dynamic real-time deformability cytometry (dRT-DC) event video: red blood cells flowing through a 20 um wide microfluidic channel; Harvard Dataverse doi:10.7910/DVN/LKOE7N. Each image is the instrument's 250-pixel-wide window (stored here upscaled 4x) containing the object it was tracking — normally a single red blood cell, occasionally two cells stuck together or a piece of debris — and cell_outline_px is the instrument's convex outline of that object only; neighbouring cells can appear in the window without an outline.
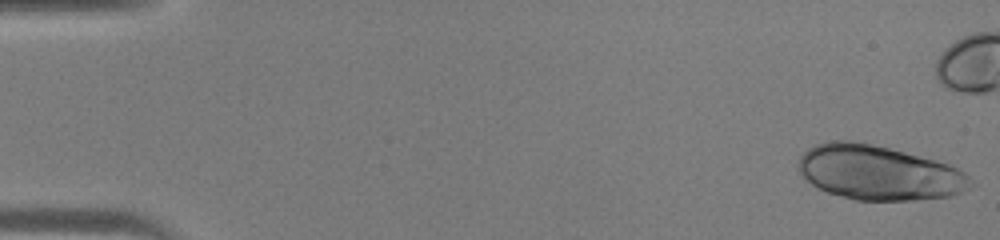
{"species": "human", "species_latin": "Homo sapiens", "temperature_condition": "warm", "stored_images_in_passage": 37, "camera_frame_rate_fps": 3000, "um_per_image_px": 0.085, "donor": {"sex": "male"}, "frame": {"image": 1, "passage_image": 1, "time_ms": 0.0, "image_size_px": [1000, 240], "cell_outline_px": [[976, 184], [952, 196], [912, 200], [856, 200], [828, 192], [804, 180], [800, 176], [800, 156], [808, 148], [816, 144], [828, 140], [852, 140], [888, 148], [936, 160], [948, 164], [964, 172]], "centroid_in_image_um": [74.69, 14.67], "position_along_channel_um": 10.3, "area_um2": 54.56}}